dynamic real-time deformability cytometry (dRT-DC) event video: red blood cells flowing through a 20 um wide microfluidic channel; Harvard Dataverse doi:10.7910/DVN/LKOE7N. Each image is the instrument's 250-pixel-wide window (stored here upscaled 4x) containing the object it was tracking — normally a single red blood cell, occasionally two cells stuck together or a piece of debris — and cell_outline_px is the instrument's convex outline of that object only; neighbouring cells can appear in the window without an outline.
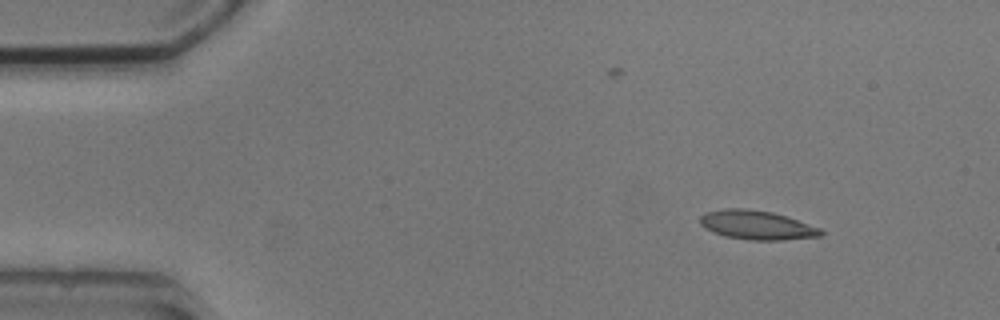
{"species": "common noctule bat (a hibernating species)", "species_latin": "Nyctalus noctula", "temperature_condition": "cold", "stored_images_in_passage": 4, "camera_frame_rate_fps": 3000, "um_per_image_px": 0.085, "animal": {"sex": "male", "body_mass_g": 20.5, "forearm_length_mm": 52.5}, "frame": {"image": 1, "passage_image": 1, "time_ms": 0.0, "image_size_px": [1000, 320], "cell_outline_px": [[824, 232], [820, 236], [780, 240], [752, 240], [724, 236], [700, 224], [700, 216], [704, 212], [724, 208], [744, 208], [772, 212], [820, 228]], "centroid_in_image_um": [64.3, 19.12], "position_along_channel_um": 20.7, "area_um2": 20.11}}